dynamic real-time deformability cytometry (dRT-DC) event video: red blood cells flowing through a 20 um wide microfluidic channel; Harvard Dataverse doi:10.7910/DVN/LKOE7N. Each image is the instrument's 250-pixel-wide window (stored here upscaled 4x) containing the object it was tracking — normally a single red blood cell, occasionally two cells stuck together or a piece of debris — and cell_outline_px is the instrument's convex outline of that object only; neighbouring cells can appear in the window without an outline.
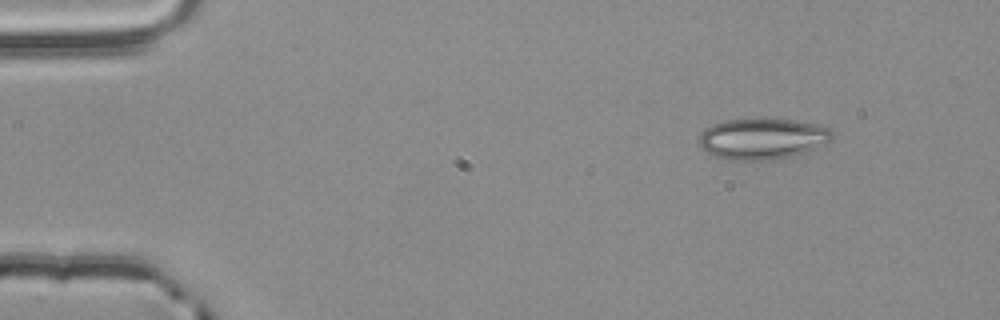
{"species": "common noctule bat (a hibernating species)", "species_latin": "Nyctalus noctula", "temperature_condition": "room temperature", "stored_images_in_passage": 3, "camera_frame_rate_fps": 3000, "um_per_image_px": 0.085, "animal": {"sex": "male", "body_mass_g": 20.4}, "frame": {"image": 1, "passage_image": 1, "time_ms": 0.0, "image_size_px": [1000, 320], "cell_outline_px": [[832, 136], [828, 140], [808, 152], [792, 156], [768, 160], [724, 160], [712, 156], [700, 144], [700, 132], [704, 128], [712, 124], [724, 120], [792, 120], [820, 124], [828, 128], [832, 132]], "centroid_in_image_um": [64.77, 11.81], "position_along_channel_um": 20.2, "area_um2": 31.56}}